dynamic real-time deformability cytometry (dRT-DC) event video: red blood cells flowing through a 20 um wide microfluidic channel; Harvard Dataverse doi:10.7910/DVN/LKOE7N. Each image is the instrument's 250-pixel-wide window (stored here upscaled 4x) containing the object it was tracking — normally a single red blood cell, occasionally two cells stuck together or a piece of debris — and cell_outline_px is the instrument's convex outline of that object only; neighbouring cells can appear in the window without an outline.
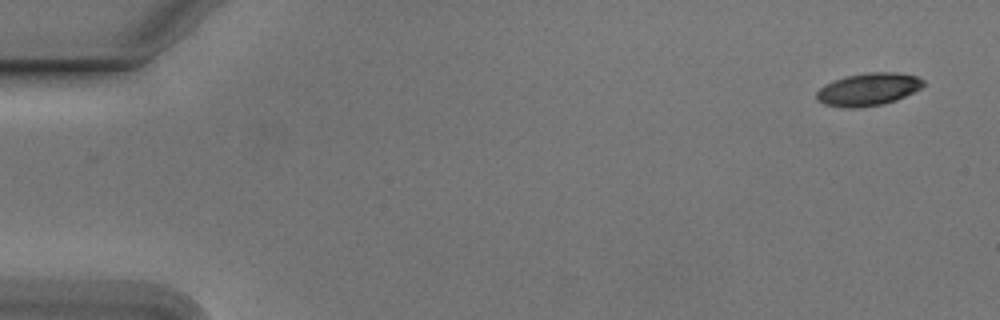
{"species": "Egyptian fruit bat (a non-hibernating species)", "species_latin": "Rousettus aegyptiacus", "temperature_condition": "cold", "stored_images_in_passage": 53, "camera_frame_rate_fps": 3000, "um_per_image_px": 0.085, "animal": {"sex": "male"}, "frame": {"image": 1, "passage_image": 1, "time_ms": 0.0, "image_size_px": [1000, 320], "cell_outline_px": [[924, 84], [920, 88], [896, 100], [884, 104], [852, 108], [844, 108], [824, 104], [816, 100], [816, 92], [824, 84], [832, 80], [844, 76], [864, 72], [896, 72], [916, 76], [924, 80]], "centroid_in_image_um": [73.75, 7.58], "position_along_channel_um": 11.3, "area_um2": 20.46}}
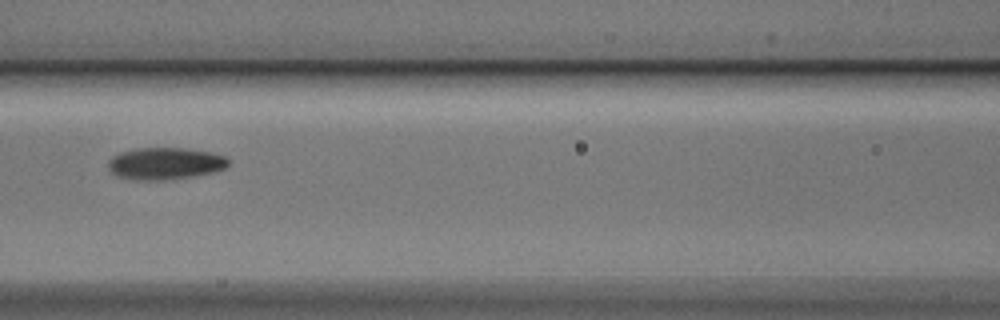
{"frame": {"image": 2, "passage_image": 23, "time_ms": 7.333, "image_size_px": [1000, 320], "cell_outline_px": [[228, 164], [224, 168], [212, 172], [196, 176], [164, 180], [136, 180], [116, 176], [108, 168], [108, 160], [112, 156], [120, 152], [140, 148], [188, 148], [212, 152], [228, 156]], "centroid_in_image_um": [14.04, 13.89], "position_along_channel_um": 152.6, "area_um2": 22.6}}
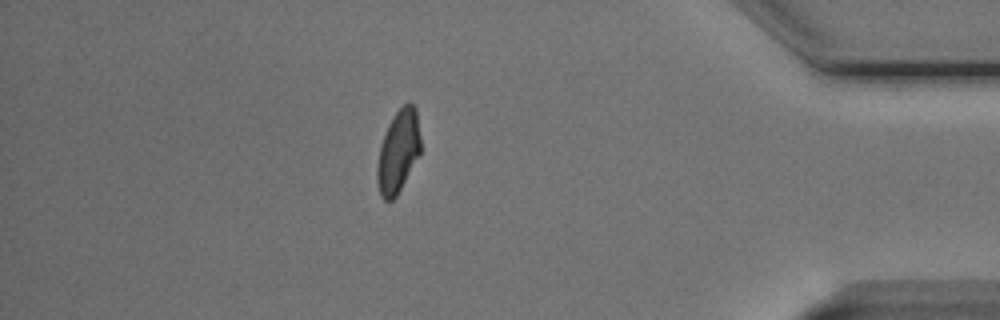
{"frame": {"image": 3, "passage_image": 46, "time_ms": 15.0, "image_size_px": [1000, 320], "cell_outline_px": [[420, 152], [396, 196], [392, 200], [384, 200], [380, 196], [376, 180], [376, 168], [380, 144], [384, 132], [388, 124], [396, 112], [408, 100], [416, 108], [420, 136]], "centroid_in_image_um": [33.82, 12.85], "position_along_channel_um": 401.4, "area_um2": 20.87}, "authors_computed_cell_mechanics": {"area_um2": 21.386, "velocity_mm_per_s": 3.7634, "shape_relaxation_time_tau1_ms": 2.9265, "shape_relaxation_time_tau2_ms": 3.7993, "deformation_change_tau1": 0.1334, "deformation_change_tau2": 0.0952}}